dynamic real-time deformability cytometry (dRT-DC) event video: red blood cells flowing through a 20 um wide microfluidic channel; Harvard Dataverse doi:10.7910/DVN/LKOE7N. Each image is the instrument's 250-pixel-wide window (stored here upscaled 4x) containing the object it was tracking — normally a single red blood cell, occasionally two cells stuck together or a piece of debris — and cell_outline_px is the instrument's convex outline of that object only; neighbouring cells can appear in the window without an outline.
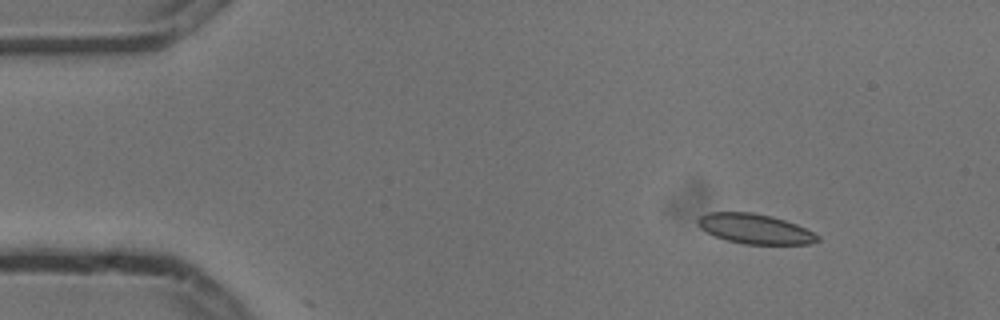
{"species": "common noctule bat (a hibernating species)", "species_latin": "Nyctalus noctula", "temperature_condition": "cold", "stored_images_in_passage": 7, "camera_frame_rate_fps": 3000, "um_per_image_px": 0.085, "animal": {"sex": "male", "body_mass_g": 13.3}, "frame": {"image": 1, "passage_image": 2, "time_ms": 0.333, "image_size_px": [1000, 320], "cell_outline_px": [[820, 240], [812, 244], [744, 244], [728, 240], [716, 236], [700, 228], [696, 224], [696, 220], [700, 216], [708, 212], [752, 212], [772, 216], [796, 224], [820, 236]], "centroid_in_image_um": [64.17, 19.45], "position_along_channel_um": 20.8, "area_um2": 20.81}}
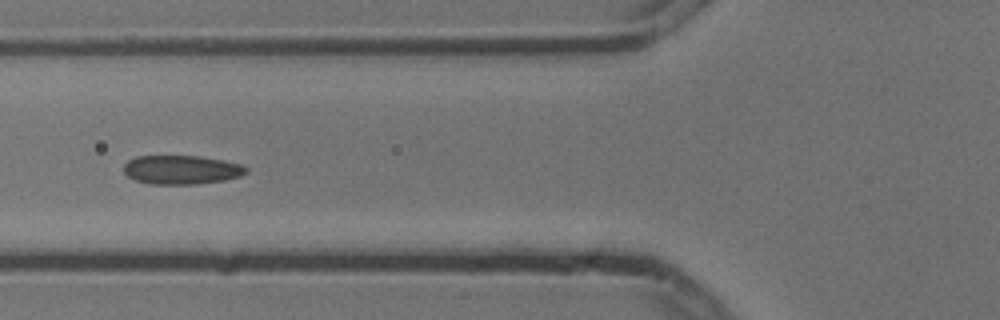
{"frame": {"image": 2, "passage_image": 6, "time_ms": 1.667, "image_size_px": [1000, 320], "cell_outline_px": [[248, 172], [240, 176], [224, 180], [196, 184], [148, 184], [136, 180], [128, 176], [124, 172], [124, 164], [128, 160], [136, 156], [200, 156], [224, 160], [244, 164], [248, 168]], "centroid_in_image_um": [15.45, 14.42], "position_along_channel_um": 110.3, "area_um2": 20.81}}
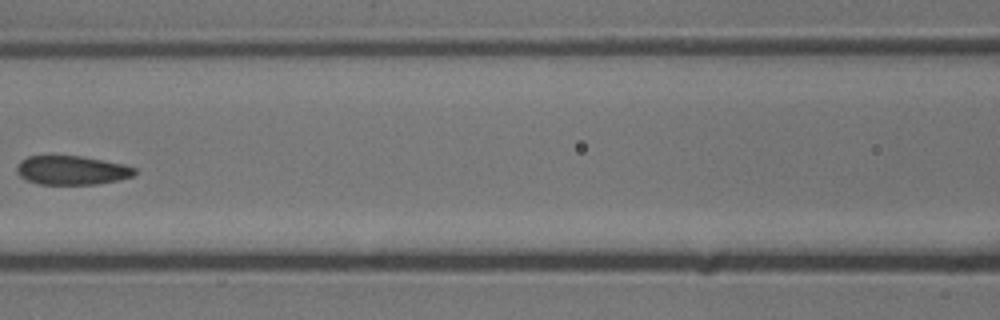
{"frame": {"image": 3, "passage_image": 7, "time_ms": 2.0, "image_size_px": [1000, 320], "cell_outline_px": [[136, 172], [132, 176], [120, 180], [96, 184], [40, 184], [28, 180], [20, 176], [16, 172], [16, 168], [20, 160], [28, 156], [80, 156], [124, 164], [136, 168]], "centroid_in_image_um": [6.1, 14.47], "position_along_channel_um": 160.5, "area_um2": 19.83}}